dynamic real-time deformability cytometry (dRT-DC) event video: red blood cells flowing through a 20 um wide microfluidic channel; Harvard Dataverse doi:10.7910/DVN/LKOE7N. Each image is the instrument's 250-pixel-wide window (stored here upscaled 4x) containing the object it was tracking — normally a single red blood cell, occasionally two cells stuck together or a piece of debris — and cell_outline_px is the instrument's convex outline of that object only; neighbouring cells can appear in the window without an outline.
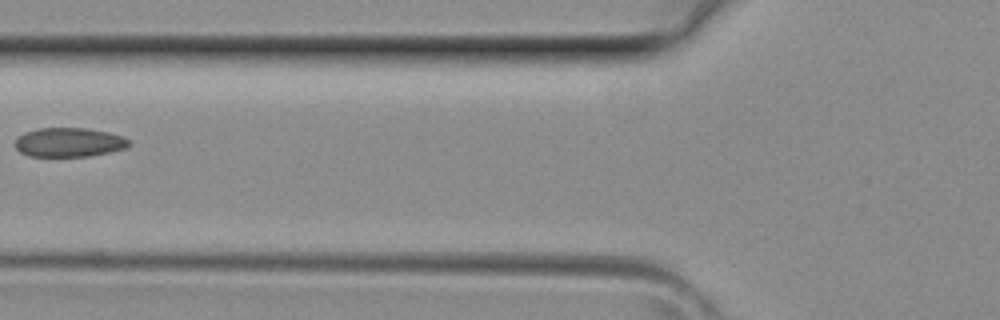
{"species": "common noctule bat (a hibernating species)", "species_latin": "Nyctalus noctula", "temperature_condition": "room temperature", "stored_images_in_passage": 5, "camera_frame_rate_fps": 3000, "um_per_image_px": 0.085, "animal": {"sex": "female", "body_mass_g": 29.2, "forearm_length_mm": 56.3}, "frame": {"image": 1, "passage_image": 5, "time_ms": 1.333, "image_size_px": [1000, 320], "cell_outline_px": [[132, 144], [124, 148], [108, 152], [88, 156], [28, 156], [20, 152], [16, 148], [16, 140], [24, 132], [36, 128], [84, 128], [108, 132], [124, 136]], "centroid_in_image_um": [5.86, 12.09], "position_along_channel_um": 119.9, "area_um2": 19.25}}